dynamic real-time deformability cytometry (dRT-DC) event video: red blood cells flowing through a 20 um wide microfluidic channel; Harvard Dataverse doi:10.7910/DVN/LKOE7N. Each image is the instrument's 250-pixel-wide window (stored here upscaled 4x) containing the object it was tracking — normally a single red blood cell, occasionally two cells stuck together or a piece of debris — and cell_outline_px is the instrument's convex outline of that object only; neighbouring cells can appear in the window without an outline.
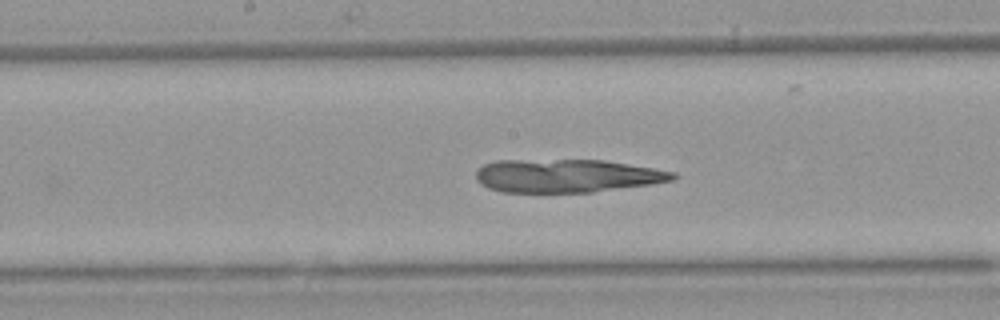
{"species": "Egyptian fruit bat (a non-hibernating species)", "species_latin": "Rousettus aegyptiacus", "temperature_condition": "warm", "stored_images_in_passage": 31, "camera_frame_rate_fps": 3000, "um_per_image_px": 0.085, "animal": {"sex": "female"}, "frame": {"image": 1, "passage_image": 26, "time_ms": 8.333, "image_size_px": [1000, 320], "cell_outline_px": [[680, 176], [672, 180], [648, 184], [592, 192], [500, 192], [488, 188], [480, 184], [476, 180], [476, 168], [484, 164], [496, 160], [604, 160], [676, 172]], "centroid_in_image_um": [48.12, 14.94], "position_along_channel_um": 200.1, "area_um2": 38.15}}